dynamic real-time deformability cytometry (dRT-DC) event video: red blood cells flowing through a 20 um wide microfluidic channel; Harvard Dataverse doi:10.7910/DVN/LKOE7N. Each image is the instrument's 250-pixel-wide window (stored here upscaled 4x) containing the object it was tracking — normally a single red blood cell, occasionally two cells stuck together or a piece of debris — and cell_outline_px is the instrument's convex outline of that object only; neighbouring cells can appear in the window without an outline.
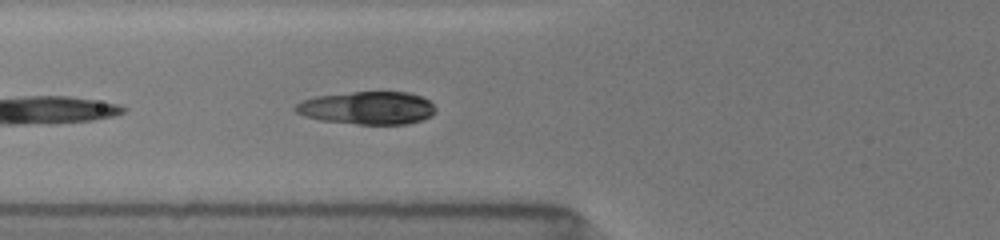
{"species": "common noctule bat (a hibernating species)", "species_latin": "Nyctalus noctula", "temperature_condition": "room temperature", "stored_images_in_passage": 15, "camera_frame_rate_fps": 3000, "um_per_image_px": 0.085, "animal": {"sex": "female", "body_mass_g": 19.5, "forearm_length_mm": 54.1}, "frame": {"image": 1, "passage_image": 10, "time_ms": 6.0, "image_size_px": [1000, 240], "cell_outline_px": [[436, 112], [432, 116], [424, 120], [408, 124], [356, 124], [320, 120], [304, 116], [296, 112], [292, 108], [296, 104], [304, 100], [316, 96], [352, 92], [408, 92], [420, 96], [428, 100], [436, 108]], "centroid_in_image_um": [31.25, 9.18], "position_along_channel_um": 94.5, "area_um2": 26.99}}
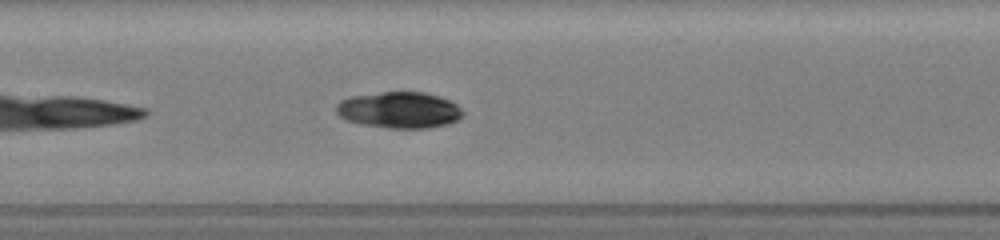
{"frame": {"image": 2, "passage_image": 15, "time_ms": 8.0, "image_size_px": [1000, 240], "cell_outline_px": [[464, 112], [456, 120], [448, 124], [428, 128], [388, 128], [360, 124], [348, 120], [340, 116], [336, 112], [336, 104], [340, 100], [352, 96], [380, 92], [424, 92], [448, 100], [456, 104]], "centroid_in_image_um": [33.91, 9.35], "position_along_channel_um": 173.5, "area_um2": 26.65}}